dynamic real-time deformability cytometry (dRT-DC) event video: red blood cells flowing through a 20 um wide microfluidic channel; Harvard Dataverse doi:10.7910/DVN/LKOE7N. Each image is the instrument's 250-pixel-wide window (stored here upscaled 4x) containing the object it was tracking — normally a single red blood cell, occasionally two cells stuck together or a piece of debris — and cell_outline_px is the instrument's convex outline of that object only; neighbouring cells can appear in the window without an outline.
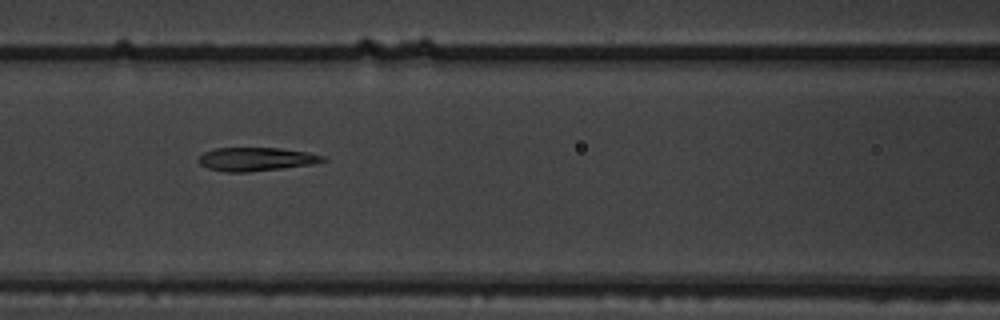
{"species": "common noctule bat (a hibernating species)", "species_latin": "Nyctalus noctula", "temperature_condition": "warm", "stored_images_in_passage": 8, "camera_frame_rate_fps": 3000, "um_per_image_px": 0.085, "animal": {"sex": "male", "body_mass_g": 19.5, "forearm_length_mm": 54.6}, "frame": {"image": 1, "passage_image": 7, "time_ms": 2.0, "image_size_px": [1000, 320], "cell_outline_px": [[328, 160], [316, 164], [248, 172], [224, 172], [208, 168], [200, 164], [196, 160], [204, 152], [216, 148], [280, 148], [308, 152], [324, 156]], "centroid_in_image_um": [21.79, 13.53], "position_along_channel_um": 144.8, "area_um2": 17.17}}
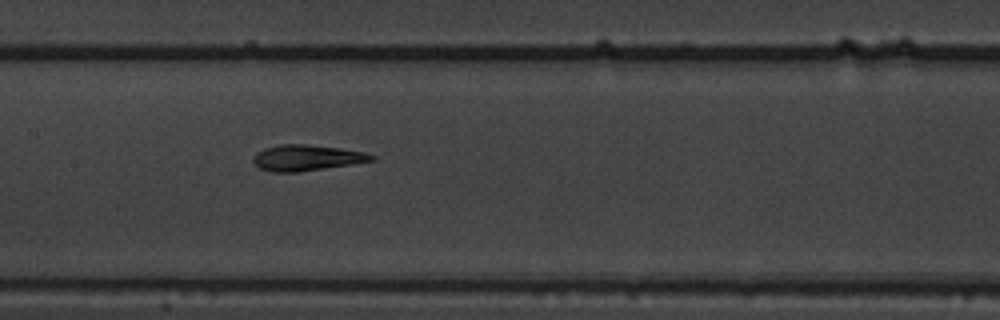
{"frame": {"image": 2, "passage_image": 8, "time_ms": 2.333, "image_size_px": [1000, 320], "cell_outline_px": [[376, 160], [296, 172], [272, 172], [260, 168], [252, 160], [252, 156], [256, 152], [264, 148], [280, 144], [304, 144], [340, 148], [364, 152], [376, 156]], "centroid_in_image_um": [26.03, 13.4], "position_along_channel_um": 181.4, "area_um2": 17.69}}